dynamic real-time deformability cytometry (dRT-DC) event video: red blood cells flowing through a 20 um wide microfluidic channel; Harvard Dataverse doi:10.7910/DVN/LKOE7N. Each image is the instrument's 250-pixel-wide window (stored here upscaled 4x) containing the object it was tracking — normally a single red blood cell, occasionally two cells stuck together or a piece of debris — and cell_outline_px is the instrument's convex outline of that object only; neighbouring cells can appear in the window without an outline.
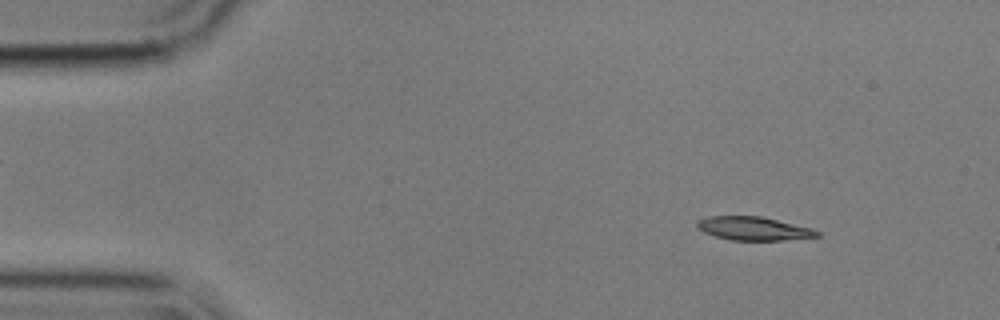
{"species": "common noctule bat (a hibernating species)", "species_latin": "Nyctalus noctula", "temperature_condition": "cold", "stored_images_in_passage": 16, "camera_frame_rate_fps": 3000, "um_per_image_px": 0.085, "animal": {"sex": "male", "body_mass_g": 17.9}, "frame": {"image": 1, "passage_image": 6, "time_ms": 1.667, "image_size_px": [1000, 320], "cell_outline_px": [[820, 236], [780, 240], [728, 240], [704, 232], [696, 224], [696, 220], [708, 216], [760, 216], [812, 228], [820, 232]], "centroid_in_image_um": [64.04, 19.42], "position_along_channel_um": 21.0, "area_um2": 16.3}}
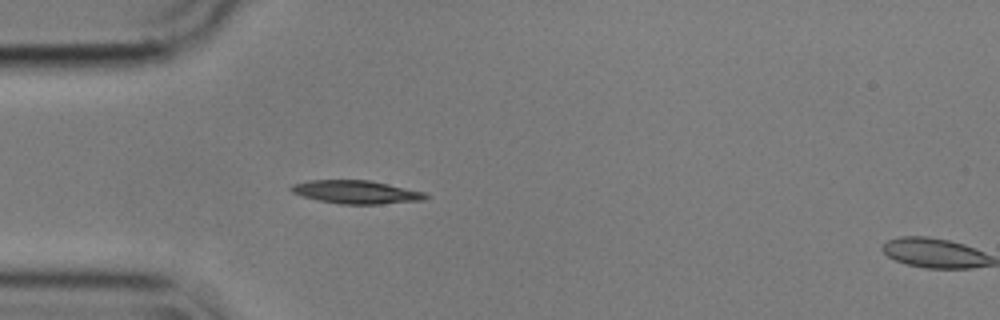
{"frame": {"image": 2, "passage_image": 15, "time_ms": 4.667, "image_size_px": [1000, 320], "cell_outline_px": [[428, 196], [424, 200], [380, 204], [340, 204], [320, 200], [304, 196], [292, 192], [288, 188], [292, 184], [308, 180], [368, 180], [388, 184], [424, 192]], "centroid_in_image_um": [30.25, 16.32], "position_along_channel_um": 54.7, "area_um2": 18.03}}